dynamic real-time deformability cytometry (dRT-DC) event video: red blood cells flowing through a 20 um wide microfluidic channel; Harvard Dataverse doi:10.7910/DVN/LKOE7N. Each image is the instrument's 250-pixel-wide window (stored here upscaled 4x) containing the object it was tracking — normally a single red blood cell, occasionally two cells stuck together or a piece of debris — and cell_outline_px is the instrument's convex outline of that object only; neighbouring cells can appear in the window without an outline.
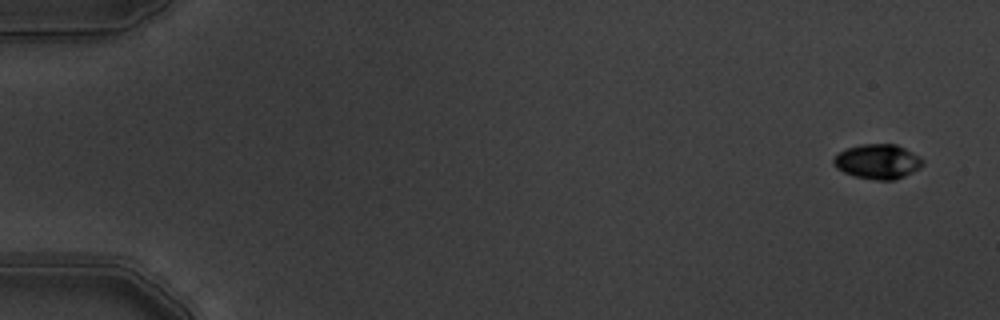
{"species": "common noctule bat (a hibernating species)", "species_latin": "Nyctalus noctula", "temperature_condition": "warm", "stored_images_in_passage": 3, "segment_of_instrument_passage": [2, 2], "camera_frame_rate_fps": 3000, "um_per_image_px": 0.085, "animal": {"sex": "male", "body_mass_g": 19.5, "forearm_length_mm": 54.6}, "frame": {"image": 1, "passage_image": 3, "time_ms": 0.667, "image_size_px": [1000, 320], "cell_outline_px": [[924, 164], [920, 168], [896, 180], [876, 180], [856, 176], [844, 172], [836, 168], [832, 164], [832, 160], [840, 152], [848, 148], [860, 144], [896, 144], [920, 156], [924, 160]], "centroid_in_image_um": [74.62, 13.73], "position_along_channel_um": 10.4, "area_um2": 18.03}}